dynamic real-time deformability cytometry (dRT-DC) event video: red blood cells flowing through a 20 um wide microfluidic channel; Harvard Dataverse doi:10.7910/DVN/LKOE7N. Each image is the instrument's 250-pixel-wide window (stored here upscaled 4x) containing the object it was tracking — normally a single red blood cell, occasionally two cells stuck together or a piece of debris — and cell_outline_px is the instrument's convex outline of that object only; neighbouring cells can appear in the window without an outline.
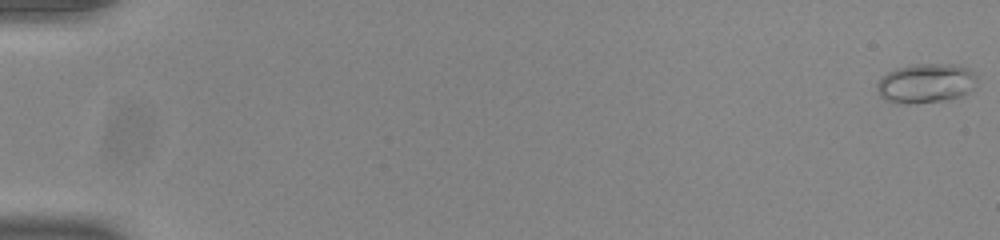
{"species": "common noctule bat (a hibernating species)", "species_latin": "Nyctalus noctula", "temperature_condition": "room temperature", "stored_images_in_passage": 54, "camera_frame_rate_fps": 3000, "um_per_image_px": 0.085, "animal": {"sex": "male", "body_mass_g": 20.0, "forearm_length_mm": 53.3}, "frame": {"image": 1, "passage_image": 1, "time_ms": 0.0, "image_size_px": [1000, 240], "cell_outline_px": [[976, 80], [972, 88], [960, 96], [944, 100], [908, 104], [888, 100], [880, 96], [876, 88], [876, 84], [880, 76], [896, 68], [916, 64], [956, 64], [968, 68], [976, 76]], "centroid_in_image_um": [78.66, 7.06], "position_along_channel_um": 6.3, "area_um2": 22.77}}
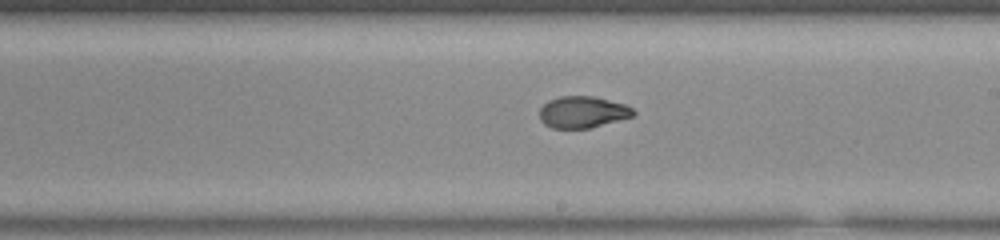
{"frame": {"image": 2, "passage_image": 33, "time_ms": 10.667, "image_size_px": [1000, 240], "cell_outline_px": [[636, 112], [632, 116], [588, 128], [552, 128], [544, 124], [540, 120], [540, 108], [548, 100], [560, 96], [592, 96], [624, 104], [632, 108]], "centroid_in_image_um": [49.48, 9.52], "position_along_channel_um": 239.5, "area_um2": 17.05}}
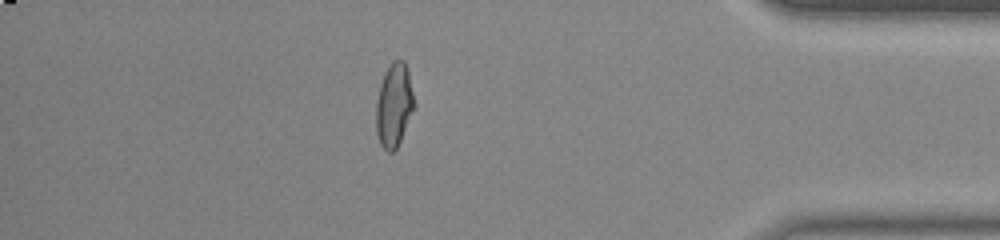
{"frame": {"image": 3, "passage_image": 48, "time_ms": 15.667, "image_size_px": [1000, 240], "cell_outline_px": [[416, 104], [400, 140], [396, 148], [392, 152], [388, 152], [380, 144], [376, 132], [376, 100], [380, 84], [384, 72], [392, 60], [404, 60], [408, 68]], "centroid_in_image_um": [33.5, 8.89], "position_along_channel_um": 401.7, "area_um2": 18.79}, "authors_computed_cell_mechanics": {"area_um2": 18.207, "velocity_mm_per_s": 3.8941, "shape_relaxation_time_tau1_ms": null, "shape_relaxation_time_tau2_ms": 1.2556, "deformation_change_tau1": null, "deformation_change_tau2": 0.0569}}